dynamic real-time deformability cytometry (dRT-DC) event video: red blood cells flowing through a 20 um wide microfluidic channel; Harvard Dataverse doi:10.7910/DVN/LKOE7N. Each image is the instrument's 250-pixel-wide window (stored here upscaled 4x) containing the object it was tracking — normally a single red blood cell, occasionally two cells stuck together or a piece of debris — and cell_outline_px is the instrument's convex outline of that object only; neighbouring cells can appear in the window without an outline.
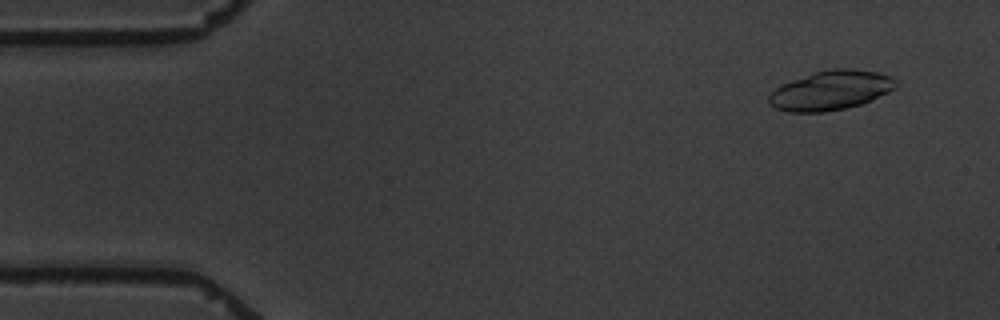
{"species": "common noctule bat (a hibernating species)", "species_latin": "Nyctalus noctula", "temperature_condition": "warm", "stored_images_in_passage": 4, "camera_frame_rate_fps": 3000, "um_per_image_px": 0.085, "animal": {"sex": "male", "body_mass_g": 19.5, "forearm_length_mm": 54.6}, "frame": {"image": 1, "passage_image": 1, "time_ms": 0.0, "image_size_px": [1000, 320], "cell_outline_px": [[896, 88], [872, 100], [860, 104], [844, 108], [824, 112], [788, 112], [776, 108], [768, 104], [768, 96], [776, 88], [792, 80], [812, 72], [832, 68], [852, 68], [876, 72], [892, 76], [896, 80]], "centroid_in_image_um": [70.62, 7.67], "position_along_channel_um": 14.4, "area_um2": 29.19}}